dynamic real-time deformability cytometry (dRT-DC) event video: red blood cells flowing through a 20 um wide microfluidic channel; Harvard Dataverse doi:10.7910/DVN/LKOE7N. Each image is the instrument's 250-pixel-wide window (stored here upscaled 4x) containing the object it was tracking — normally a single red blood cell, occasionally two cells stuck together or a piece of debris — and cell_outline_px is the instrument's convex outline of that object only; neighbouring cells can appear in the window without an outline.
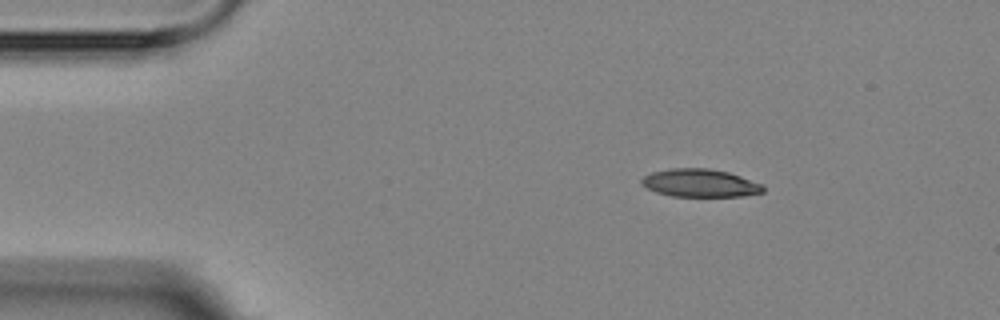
{"species": "Egyptian fruit bat (a non-hibernating species)", "species_latin": "Rousettus aegyptiacus", "temperature_condition": "room temperature", "stored_images_in_passage": 4, "segment_of_instrument_passage": [1, 2], "camera_frame_rate_fps": 3000, "um_per_image_px": 0.085, "animal": {"sex": "female"}, "frame": {"image": 1, "passage_image": 1, "time_ms": 0.0, "image_size_px": [1000, 320], "cell_outline_px": [[764, 192], [744, 196], [672, 196], [656, 192], [640, 184], [640, 180], [644, 176], [652, 172], [668, 168], [708, 168], [728, 172], [740, 176], [760, 184], [764, 188]], "centroid_in_image_um": [59.46, 15.55], "position_along_channel_um": 25.5, "area_um2": 19.71}}